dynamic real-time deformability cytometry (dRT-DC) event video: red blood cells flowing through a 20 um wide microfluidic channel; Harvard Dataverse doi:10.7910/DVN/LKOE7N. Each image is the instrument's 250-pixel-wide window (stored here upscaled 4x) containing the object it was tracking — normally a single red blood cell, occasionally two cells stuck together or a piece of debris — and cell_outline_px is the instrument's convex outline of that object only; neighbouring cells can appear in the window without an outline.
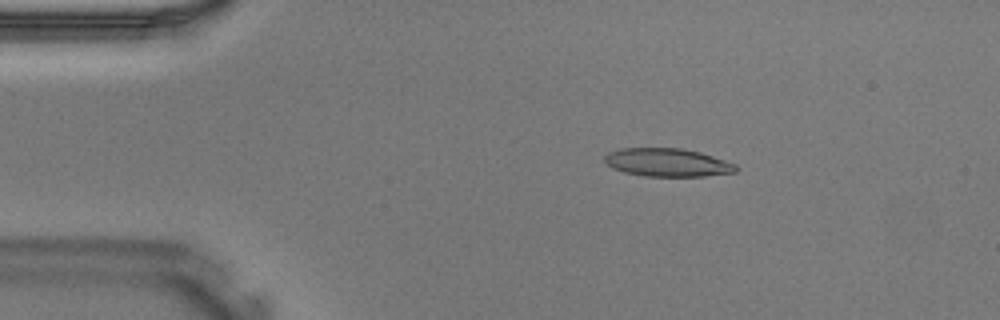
{"species": "Egyptian fruit bat (a non-hibernating species)", "species_latin": "Rousettus aegyptiacus", "temperature_condition": "warm", "stored_images_in_passage": 39, "camera_frame_rate_fps": 3000, "um_per_image_px": 0.085, "animal": {"sex": "male"}, "frame": {"image": 1, "passage_image": 6, "time_ms": 1.667, "image_size_px": [1000, 320], "cell_outline_px": [[740, 168], [736, 172], [704, 176], [644, 176], [624, 172], [612, 168], [604, 160], [604, 156], [608, 152], [620, 148], [684, 148], [700, 152], [736, 164]], "centroid_in_image_um": [56.74, 13.81], "position_along_channel_um": 28.3, "area_um2": 21.68}}
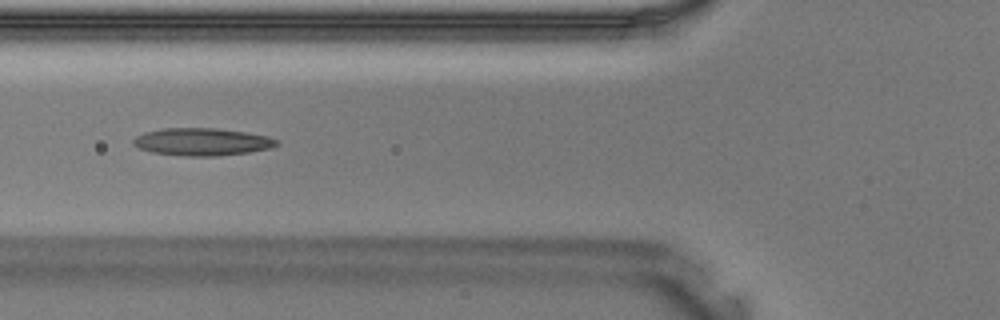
{"frame": {"image": 2, "passage_image": 14, "time_ms": 4.333, "image_size_px": [1000, 320], "cell_outline_px": [[280, 144], [272, 148], [248, 152], [216, 156], [184, 156], [152, 152], [140, 148], [132, 144], [132, 140], [136, 136], [144, 132], [160, 128], [216, 128], [244, 132], [268, 136], [280, 140]], "centroid_in_image_um": [17.19, 12.05], "position_along_channel_um": 108.6, "area_um2": 23.12}}
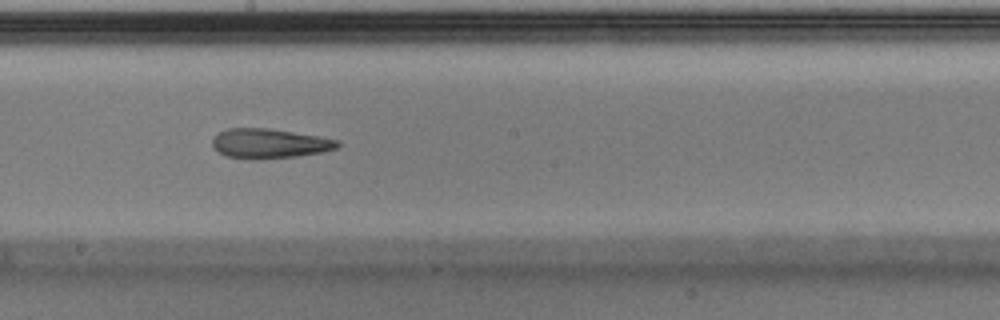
{"frame": {"image": 3, "passage_image": 21, "time_ms": 6.667, "image_size_px": [1000, 320], "cell_outline_px": [[340, 144], [336, 148], [324, 152], [296, 156], [252, 160], [224, 156], [216, 152], [212, 148], [212, 140], [220, 132], [228, 128], [268, 128], [340, 140]], "centroid_in_image_um": [22.86, 12.21], "position_along_channel_um": 225.3, "area_um2": 21.73}}